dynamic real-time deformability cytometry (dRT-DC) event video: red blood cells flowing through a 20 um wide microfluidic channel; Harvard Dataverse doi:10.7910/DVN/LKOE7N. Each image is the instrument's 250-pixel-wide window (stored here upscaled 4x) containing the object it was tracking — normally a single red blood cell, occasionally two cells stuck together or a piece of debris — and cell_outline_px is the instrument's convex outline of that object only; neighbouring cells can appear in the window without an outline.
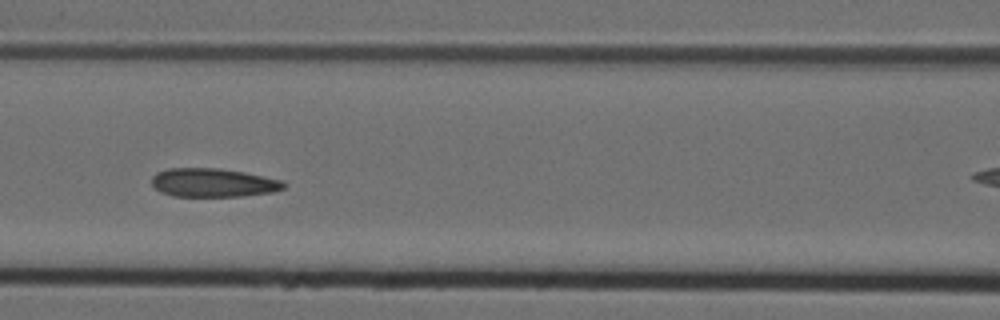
{"species": "Egyptian fruit bat (a non-hibernating species)", "species_latin": "Rousettus aegyptiacus", "temperature_condition": "cold", "stored_images_in_passage": 10, "camera_frame_rate_fps": 3000, "um_per_image_px": 0.085, "animal": {"sex": "female"}, "frame": {"image": 1, "passage_image": 6, "time_ms": 1.667, "image_size_px": [1000, 320], "cell_outline_px": [[288, 184], [284, 188], [272, 192], [244, 196], [172, 196], [160, 192], [152, 184], [152, 176], [156, 172], [168, 168], [216, 168], [244, 172], [264, 176], [280, 180]], "centroid_in_image_um": [18.11, 15.53], "position_along_channel_um": 148.5, "area_um2": 22.08}}
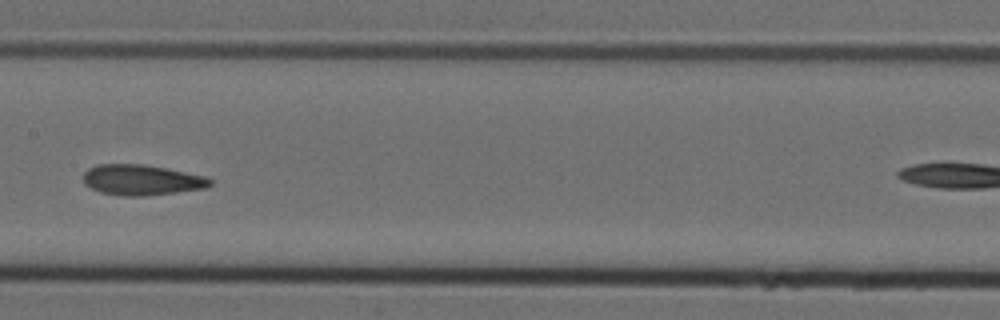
{"frame": {"image": 2, "passage_image": 7, "time_ms": 2.0, "image_size_px": [1000, 320], "cell_outline_px": [[212, 184], [204, 188], [176, 192], [144, 196], [124, 196], [100, 192], [84, 184], [84, 172], [88, 168], [96, 164], [140, 164], [164, 168], [208, 176], [212, 180]], "centroid_in_image_um": [12.03, 15.29], "position_along_channel_um": 195.4, "area_um2": 22.48}}
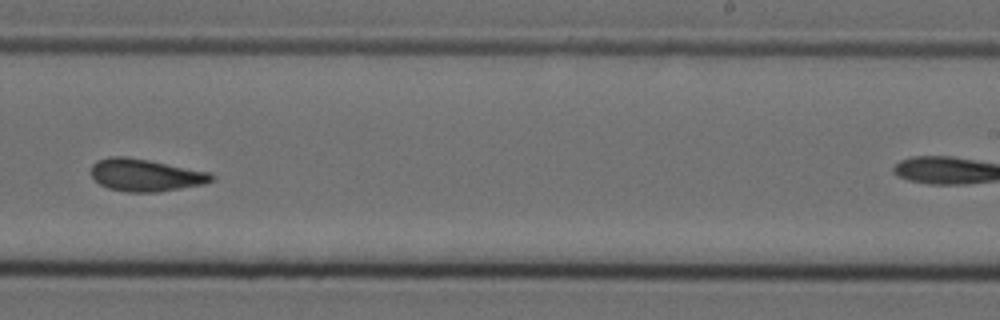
{"frame": {"image": 3, "passage_image": 9, "time_ms": 2.667, "image_size_px": [1000, 320], "cell_outline_px": [[216, 176], [212, 180], [204, 184], [160, 192], [124, 192], [108, 188], [100, 184], [92, 176], [92, 164], [96, 160], [112, 156], [124, 156], [148, 160], [212, 172]], "centroid_in_image_um": [12.39, 14.89], "position_along_channel_um": 276.6, "area_um2": 22.83}}